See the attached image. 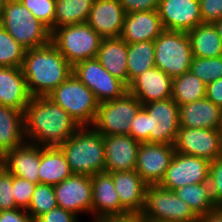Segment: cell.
Instances as JSON below:
<instances>
[{
	"instance_id": "cell-48",
	"label": "cell",
	"mask_w": 222,
	"mask_h": 222,
	"mask_svg": "<svg viewBox=\"0 0 222 222\" xmlns=\"http://www.w3.org/2000/svg\"><path fill=\"white\" fill-rule=\"evenodd\" d=\"M197 222H222V206L200 216Z\"/></svg>"
},
{
	"instance_id": "cell-25",
	"label": "cell",
	"mask_w": 222,
	"mask_h": 222,
	"mask_svg": "<svg viewBox=\"0 0 222 222\" xmlns=\"http://www.w3.org/2000/svg\"><path fill=\"white\" fill-rule=\"evenodd\" d=\"M180 127L218 130L222 121V108L206 97L179 106Z\"/></svg>"
},
{
	"instance_id": "cell-42",
	"label": "cell",
	"mask_w": 222,
	"mask_h": 222,
	"mask_svg": "<svg viewBox=\"0 0 222 222\" xmlns=\"http://www.w3.org/2000/svg\"><path fill=\"white\" fill-rule=\"evenodd\" d=\"M130 135L140 143L148 142L147 110L142 107L131 122Z\"/></svg>"
},
{
	"instance_id": "cell-14",
	"label": "cell",
	"mask_w": 222,
	"mask_h": 222,
	"mask_svg": "<svg viewBox=\"0 0 222 222\" xmlns=\"http://www.w3.org/2000/svg\"><path fill=\"white\" fill-rule=\"evenodd\" d=\"M173 144L140 143L135 171L147 184H159L174 156Z\"/></svg>"
},
{
	"instance_id": "cell-22",
	"label": "cell",
	"mask_w": 222,
	"mask_h": 222,
	"mask_svg": "<svg viewBox=\"0 0 222 222\" xmlns=\"http://www.w3.org/2000/svg\"><path fill=\"white\" fill-rule=\"evenodd\" d=\"M164 31L157 10L125 15L120 37L127 43L154 41Z\"/></svg>"
},
{
	"instance_id": "cell-3",
	"label": "cell",
	"mask_w": 222,
	"mask_h": 222,
	"mask_svg": "<svg viewBox=\"0 0 222 222\" xmlns=\"http://www.w3.org/2000/svg\"><path fill=\"white\" fill-rule=\"evenodd\" d=\"M59 148L73 174L94 176L104 172V138L92 126H81Z\"/></svg>"
},
{
	"instance_id": "cell-39",
	"label": "cell",
	"mask_w": 222,
	"mask_h": 222,
	"mask_svg": "<svg viewBox=\"0 0 222 222\" xmlns=\"http://www.w3.org/2000/svg\"><path fill=\"white\" fill-rule=\"evenodd\" d=\"M19 208L14 201L12 174L0 166V211Z\"/></svg>"
},
{
	"instance_id": "cell-19",
	"label": "cell",
	"mask_w": 222,
	"mask_h": 222,
	"mask_svg": "<svg viewBox=\"0 0 222 222\" xmlns=\"http://www.w3.org/2000/svg\"><path fill=\"white\" fill-rule=\"evenodd\" d=\"M125 15L118 0H94L86 23L102 38L120 37Z\"/></svg>"
},
{
	"instance_id": "cell-21",
	"label": "cell",
	"mask_w": 222,
	"mask_h": 222,
	"mask_svg": "<svg viewBox=\"0 0 222 222\" xmlns=\"http://www.w3.org/2000/svg\"><path fill=\"white\" fill-rule=\"evenodd\" d=\"M92 208L94 219L121 215L128 211L120 204L119 196L114 187L113 178L109 173H98L91 176Z\"/></svg>"
},
{
	"instance_id": "cell-38",
	"label": "cell",
	"mask_w": 222,
	"mask_h": 222,
	"mask_svg": "<svg viewBox=\"0 0 222 222\" xmlns=\"http://www.w3.org/2000/svg\"><path fill=\"white\" fill-rule=\"evenodd\" d=\"M14 201L19 208L27 209L31 203L36 184L27 179L12 175Z\"/></svg>"
},
{
	"instance_id": "cell-29",
	"label": "cell",
	"mask_w": 222,
	"mask_h": 222,
	"mask_svg": "<svg viewBox=\"0 0 222 222\" xmlns=\"http://www.w3.org/2000/svg\"><path fill=\"white\" fill-rule=\"evenodd\" d=\"M193 57L222 56V41L213 23H202L187 32Z\"/></svg>"
},
{
	"instance_id": "cell-1",
	"label": "cell",
	"mask_w": 222,
	"mask_h": 222,
	"mask_svg": "<svg viewBox=\"0 0 222 222\" xmlns=\"http://www.w3.org/2000/svg\"><path fill=\"white\" fill-rule=\"evenodd\" d=\"M24 126L26 141L41 147H59L80 128L47 96L30 99L24 111Z\"/></svg>"
},
{
	"instance_id": "cell-17",
	"label": "cell",
	"mask_w": 222,
	"mask_h": 222,
	"mask_svg": "<svg viewBox=\"0 0 222 222\" xmlns=\"http://www.w3.org/2000/svg\"><path fill=\"white\" fill-rule=\"evenodd\" d=\"M105 173L135 170L140 142L131 135L103 136Z\"/></svg>"
},
{
	"instance_id": "cell-23",
	"label": "cell",
	"mask_w": 222,
	"mask_h": 222,
	"mask_svg": "<svg viewBox=\"0 0 222 222\" xmlns=\"http://www.w3.org/2000/svg\"><path fill=\"white\" fill-rule=\"evenodd\" d=\"M31 98L22 68L0 66V105L24 112Z\"/></svg>"
},
{
	"instance_id": "cell-7",
	"label": "cell",
	"mask_w": 222,
	"mask_h": 222,
	"mask_svg": "<svg viewBox=\"0 0 222 222\" xmlns=\"http://www.w3.org/2000/svg\"><path fill=\"white\" fill-rule=\"evenodd\" d=\"M146 222H197L199 217L174 191L149 184L141 212Z\"/></svg>"
},
{
	"instance_id": "cell-12",
	"label": "cell",
	"mask_w": 222,
	"mask_h": 222,
	"mask_svg": "<svg viewBox=\"0 0 222 222\" xmlns=\"http://www.w3.org/2000/svg\"><path fill=\"white\" fill-rule=\"evenodd\" d=\"M210 161L196 156L174 153L160 186L174 191L185 185L208 182Z\"/></svg>"
},
{
	"instance_id": "cell-47",
	"label": "cell",
	"mask_w": 222,
	"mask_h": 222,
	"mask_svg": "<svg viewBox=\"0 0 222 222\" xmlns=\"http://www.w3.org/2000/svg\"><path fill=\"white\" fill-rule=\"evenodd\" d=\"M93 222H146L141 213L127 212L121 215L107 216Z\"/></svg>"
},
{
	"instance_id": "cell-35",
	"label": "cell",
	"mask_w": 222,
	"mask_h": 222,
	"mask_svg": "<svg viewBox=\"0 0 222 222\" xmlns=\"http://www.w3.org/2000/svg\"><path fill=\"white\" fill-rule=\"evenodd\" d=\"M57 202L52 185L36 184L31 203L26 211L35 221L39 216L56 208Z\"/></svg>"
},
{
	"instance_id": "cell-50",
	"label": "cell",
	"mask_w": 222,
	"mask_h": 222,
	"mask_svg": "<svg viewBox=\"0 0 222 222\" xmlns=\"http://www.w3.org/2000/svg\"><path fill=\"white\" fill-rule=\"evenodd\" d=\"M5 2H6V0H0V19H1L2 14H3V9H4Z\"/></svg>"
},
{
	"instance_id": "cell-20",
	"label": "cell",
	"mask_w": 222,
	"mask_h": 222,
	"mask_svg": "<svg viewBox=\"0 0 222 222\" xmlns=\"http://www.w3.org/2000/svg\"><path fill=\"white\" fill-rule=\"evenodd\" d=\"M41 146L25 142L7 152L1 158V165L12 175L29 180L34 184H40Z\"/></svg>"
},
{
	"instance_id": "cell-8",
	"label": "cell",
	"mask_w": 222,
	"mask_h": 222,
	"mask_svg": "<svg viewBox=\"0 0 222 222\" xmlns=\"http://www.w3.org/2000/svg\"><path fill=\"white\" fill-rule=\"evenodd\" d=\"M154 45L155 67L172 79L190 70L193 54L187 32L164 30Z\"/></svg>"
},
{
	"instance_id": "cell-6",
	"label": "cell",
	"mask_w": 222,
	"mask_h": 222,
	"mask_svg": "<svg viewBox=\"0 0 222 222\" xmlns=\"http://www.w3.org/2000/svg\"><path fill=\"white\" fill-rule=\"evenodd\" d=\"M102 39L86 22L60 27L51 34V42L72 67L96 58Z\"/></svg>"
},
{
	"instance_id": "cell-26",
	"label": "cell",
	"mask_w": 222,
	"mask_h": 222,
	"mask_svg": "<svg viewBox=\"0 0 222 222\" xmlns=\"http://www.w3.org/2000/svg\"><path fill=\"white\" fill-rule=\"evenodd\" d=\"M96 58L104 69L128 86L127 43L121 37L103 38Z\"/></svg>"
},
{
	"instance_id": "cell-44",
	"label": "cell",
	"mask_w": 222,
	"mask_h": 222,
	"mask_svg": "<svg viewBox=\"0 0 222 222\" xmlns=\"http://www.w3.org/2000/svg\"><path fill=\"white\" fill-rule=\"evenodd\" d=\"M126 14L158 10L160 0H118Z\"/></svg>"
},
{
	"instance_id": "cell-16",
	"label": "cell",
	"mask_w": 222,
	"mask_h": 222,
	"mask_svg": "<svg viewBox=\"0 0 222 222\" xmlns=\"http://www.w3.org/2000/svg\"><path fill=\"white\" fill-rule=\"evenodd\" d=\"M157 11L164 30L189 32L203 23L199 0H160Z\"/></svg>"
},
{
	"instance_id": "cell-15",
	"label": "cell",
	"mask_w": 222,
	"mask_h": 222,
	"mask_svg": "<svg viewBox=\"0 0 222 222\" xmlns=\"http://www.w3.org/2000/svg\"><path fill=\"white\" fill-rule=\"evenodd\" d=\"M58 207L77 213H91V176L72 174L61 183L53 186Z\"/></svg>"
},
{
	"instance_id": "cell-43",
	"label": "cell",
	"mask_w": 222,
	"mask_h": 222,
	"mask_svg": "<svg viewBox=\"0 0 222 222\" xmlns=\"http://www.w3.org/2000/svg\"><path fill=\"white\" fill-rule=\"evenodd\" d=\"M77 215L61 207L51 209L39 216L34 222H79Z\"/></svg>"
},
{
	"instance_id": "cell-4",
	"label": "cell",
	"mask_w": 222,
	"mask_h": 222,
	"mask_svg": "<svg viewBox=\"0 0 222 222\" xmlns=\"http://www.w3.org/2000/svg\"><path fill=\"white\" fill-rule=\"evenodd\" d=\"M0 25L26 50L51 42L50 29L19 0H6Z\"/></svg>"
},
{
	"instance_id": "cell-33",
	"label": "cell",
	"mask_w": 222,
	"mask_h": 222,
	"mask_svg": "<svg viewBox=\"0 0 222 222\" xmlns=\"http://www.w3.org/2000/svg\"><path fill=\"white\" fill-rule=\"evenodd\" d=\"M154 41L127 44L128 85L144 71L155 67Z\"/></svg>"
},
{
	"instance_id": "cell-18",
	"label": "cell",
	"mask_w": 222,
	"mask_h": 222,
	"mask_svg": "<svg viewBox=\"0 0 222 222\" xmlns=\"http://www.w3.org/2000/svg\"><path fill=\"white\" fill-rule=\"evenodd\" d=\"M128 92L142 105L165 100L172 96V78L158 67H153L135 77L128 85Z\"/></svg>"
},
{
	"instance_id": "cell-27",
	"label": "cell",
	"mask_w": 222,
	"mask_h": 222,
	"mask_svg": "<svg viewBox=\"0 0 222 222\" xmlns=\"http://www.w3.org/2000/svg\"><path fill=\"white\" fill-rule=\"evenodd\" d=\"M25 142L24 112L0 105V157Z\"/></svg>"
},
{
	"instance_id": "cell-28",
	"label": "cell",
	"mask_w": 222,
	"mask_h": 222,
	"mask_svg": "<svg viewBox=\"0 0 222 222\" xmlns=\"http://www.w3.org/2000/svg\"><path fill=\"white\" fill-rule=\"evenodd\" d=\"M40 184L57 185L73 173L66 157L59 147H41Z\"/></svg>"
},
{
	"instance_id": "cell-13",
	"label": "cell",
	"mask_w": 222,
	"mask_h": 222,
	"mask_svg": "<svg viewBox=\"0 0 222 222\" xmlns=\"http://www.w3.org/2000/svg\"><path fill=\"white\" fill-rule=\"evenodd\" d=\"M176 152L213 161L222 156L216 129L180 127L174 143Z\"/></svg>"
},
{
	"instance_id": "cell-2",
	"label": "cell",
	"mask_w": 222,
	"mask_h": 222,
	"mask_svg": "<svg viewBox=\"0 0 222 222\" xmlns=\"http://www.w3.org/2000/svg\"><path fill=\"white\" fill-rule=\"evenodd\" d=\"M21 68L32 97L48 96L73 72V67L52 42L26 50Z\"/></svg>"
},
{
	"instance_id": "cell-51",
	"label": "cell",
	"mask_w": 222,
	"mask_h": 222,
	"mask_svg": "<svg viewBox=\"0 0 222 222\" xmlns=\"http://www.w3.org/2000/svg\"><path fill=\"white\" fill-rule=\"evenodd\" d=\"M218 132H219L220 143H221V148H222V121H221V123L219 125Z\"/></svg>"
},
{
	"instance_id": "cell-34",
	"label": "cell",
	"mask_w": 222,
	"mask_h": 222,
	"mask_svg": "<svg viewBox=\"0 0 222 222\" xmlns=\"http://www.w3.org/2000/svg\"><path fill=\"white\" fill-rule=\"evenodd\" d=\"M26 49L0 25V66L22 67Z\"/></svg>"
},
{
	"instance_id": "cell-46",
	"label": "cell",
	"mask_w": 222,
	"mask_h": 222,
	"mask_svg": "<svg viewBox=\"0 0 222 222\" xmlns=\"http://www.w3.org/2000/svg\"><path fill=\"white\" fill-rule=\"evenodd\" d=\"M206 98L222 108V78L207 84Z\"/></svg>"
},
{
	"instance_id": "cell-45",
	"label": "cell",
	"mask_w": 222,
	"mask_h": 222,
	"mask_svg": "<svg viewBox=\"0 0 222 222\" xmlns=\"http://www.w3.org/2000/svg\"><path fill=\"white\" fill-rule=\"evenodd\" d=\"M0 222H34L31 215L23 208L0 211Z\"/></svg>"
},
{
	"instance_id": "cell-10",
	"label": "cell",
	"mask_w": 222,
	"mask_h": 222,
	"mask_svg": "<svg viewBox=\"0 0 222 222\" xmlns=\"http://www.w3.org/2000/svg\"><path fill=\"white\" fill-rule=\"evenodd\" d=\"M72 73L93 92L99 103L115 100L128 91V86L104 69L97 58L76 63Z\"/></svg>"
},
{
	"instance_id": "cell-9",
	"label": "cell",
	"mask_w": 222,
	"mask_h": 222,
	"mask_svg": "<svg viewBox=\"0 0 222 222\" xmlns=\"http://www.w3.org/2000/svg\"><path fill=\"white\" fill-rule=\"evenodd\" d=\"M142 107L127 91L122 97L99 103L92 127L103 136L130 135L131 122Z\"/></svg>"
},
{
	"instance_id": "cell-11",
	"label": "cell",
	"mask_w": 222,
	"mask_h": 222,
	"mask_svg": "<svg viewBox=\"0 0 222 222\" xmlns=\"http://www.w3.org/2000/svg\"><path fill=\"white\" fill-rule=\"evenodd\" d=\"M143 107L147 110L148 142L174 145L180 128L178 104L168 98Z\"/></svg>"
},
{
	"instance_id": "cell-31",
	"label": "cell",
	"mask_w": 222,
	"mask_h": 222,
	"mask_svg": "<svg viewBox=\"0 0 222 222\" xmlns=\"http://www.w3.org/2000/svg\"><path fill=\"white\" fill-rule=\"evenodd\" d=\"M94 0H56L54 31L87 21Z\"/></svg>"
},
{
	"instance_id": "cell-37",
	"label": "cell",
	"mask_w": 222,
	"mask_h": 222,
	"mask_svg": "<svg viewBox=\"0 0 222 222\" xmlns=\"http://www.w3.org/2000/svg\"><path fill=\"white\" fill-rule=\"evenodd\" d=\"M45 26L54 32L56 0H19Z\"/></svg>"
},
{
	"instance_id": "cell-41",
	"label": "cell",
	"mask_w": 222,
	"mask_h": 222,
	"mask_svg": "<svg viewBox=\"0 0 222 222\" xmlns=\"http://www.w3.org/2000/svg\"><path fill=\"white\" fill-rule=\"evenodd\" d=\"M203 23H213L222 18V0H199Z\"/></svg>"
},
{
	"instance_id": "cell-5",
	"label": "cell",
	"mask_w": 222,
	"mask_h": 222,
	"mask_svg": "<svg viewBox=\"0 0 222 222\" xmlns=\"http://www.w3.org/2000/svg\"><path fill=\"white\" fill-rule=\"evenodd\" d=\"M47 97L81 126H92L99 107L93 92L73 73Z\"/></svg>"
},
{
	"instance_id": "cell-40",
	"label": "cell",
	"mask_w": 222,
	"mask_h": 222,
	"mask_svg": "<svg viewBox=\"0 0 222 222\" xmlns=\"http://www.w3.org/2000/svg\"><path fill=\"white\" fill-rule=\"evenodd\" d=\"M208 183L213 201L222 206V156L210 161Z\"/></svg>"
},
{
	"instance_id": "cell-49",
	"label": "cell",
	"mask_w": 222,
	"mask_h": 222,
	"mask_svg": "<svg viewBox=\"0 0 222 222\" xmlns=\"http://www.w3.org/2000/svg\"><path fill=\"white\" fill-rule=\"evenodd\" d=\"M213 24L216 27L219 37L221 38V41H222V18L214 21Z\"/></svg>"
},
{
	"instance_id": "cell-36",
	"label": "cell",
	"mask_w": 222,
	"mask_h": 222,
	"mask_svg": "<svg viewBox=\"0 0 222 222\" xmlns=\"http://www.w3.org/2000/svg\"><path fill=\"white\" fill-rule=\"evenodd\" d=\"M190 70L207 85L222 78V56L215 58L193 57Z\"/></svg>"
},
{
	"instance_id": "cell-30",
	"label": "cell",
	"mask_w": 222,
	"mask_h": 222,
	"mask_svg": "<svg viewBox=\"0 0 222 222\" xmlns=\"http://www.w3.org/2000/svg\"><path fill=\"white\" fill-rule=\"evenodd\" d=\"M207 85L191 70L172 79L171 98L180 105H185L206 97Z\"/></svg>"
},
{
	"instance_id": "cell-32",
	"label": "cell",
	"mask_w": 222,
	"mask_h": 222,
	"mask_svg": "<svg viewBox=\"0 0 222 222\" xmlns=\"http://www.w3.org/2000/svg\"><path fill=\"white\" fill-rule=\"evenodd\" d=\"M174 192L198 217L218 207L213 201L208 182L185 185L175 189Z\"/></svg>"
},
{
	"instance_id": "cell-24",
	"label": "cell",
	"mask_w": 222,
	"mask_h": 222,
	"mask_svg": "<svg viewBox=\"0 0 222 222\" xmlns=\"http://www.w3.org/2000/svg\"><path fill=\"white\" fill-rule=\"evenodd\" d=\"M113 178L114 187L120 204L128 212L141 213L145 203L147 184L135 170L109 173Z\"/></svg>"
}]
</instances>
